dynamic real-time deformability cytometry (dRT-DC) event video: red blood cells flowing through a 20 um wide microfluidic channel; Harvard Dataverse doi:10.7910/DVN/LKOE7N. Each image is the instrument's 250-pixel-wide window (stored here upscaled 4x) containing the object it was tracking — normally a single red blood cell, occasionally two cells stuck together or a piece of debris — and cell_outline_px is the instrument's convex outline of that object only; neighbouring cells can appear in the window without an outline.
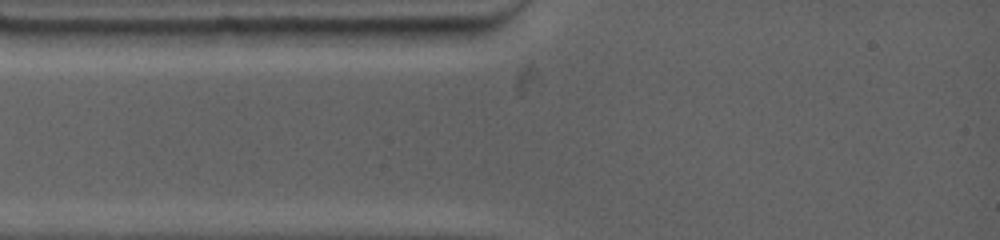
{"species": "common noctule bat (a hibernating species)", "species_latin": "Nyctalus noctula", "temperature_condition": "warm", "stored_images_in_passage": 3, "segment_of_instrument_passage": [1, 2], "camera_frame_rate_fps": 4500, "um_per_image_px": 0.085, "animal": {"sex": "female", "body_mass_g": 19.0, "forearm_length_mm": 53.3}, "frame": {"image": 1, "passage_image": 1, "time_ms": 0.0, "image_size_px": [1000, 240], "cell_outline_px": [[332, 28], [316, 44], [256, 48], [212, 48], [176, 32], [220, 28]], "centroid_in_image_um": [21.79, 3.15], "position_along_channel_um": 63.2, "area_um2": 17.57}}